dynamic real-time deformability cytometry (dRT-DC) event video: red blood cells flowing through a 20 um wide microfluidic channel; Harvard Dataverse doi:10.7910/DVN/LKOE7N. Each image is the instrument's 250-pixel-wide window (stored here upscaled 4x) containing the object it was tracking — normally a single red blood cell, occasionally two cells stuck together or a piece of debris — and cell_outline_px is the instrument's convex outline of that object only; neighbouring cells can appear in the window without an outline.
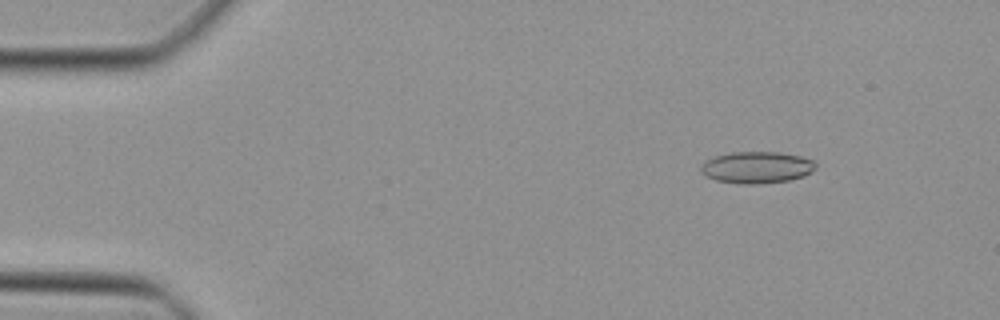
{"species": "Egyptian fruit bat (a non-hibernating species)", "species_latin": "Rousettus aegyptiacus", "temperature_condition": "cold", "stored_images_in_passage": 46, "camera_frame_rate_fps": 3000, "um_per_image_px": 0.085, "animal": {"sex": "female"}, "frame": {"image": 1, "passage_image": 5, "time_ms": 1.333, "image_size_px": [1000, 320], "cell_outline_px": [[816, 168], [812, 172], [804, 176], [788, 180], [756, 184], [744, 184], [716, 180], [700, 172], [700, 164], [704, 160], [716, 156], [732, 152], [780, 152], [800, 156], [812, 160], [816, 164]], "centroid_in_image_um": [64.31, 14.22], "position_along_channel_um": 20.7, "area_um2": 21.21}}
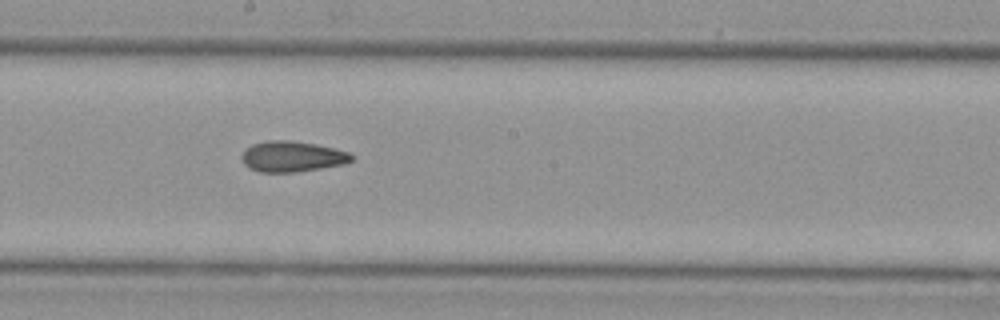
{"frame": {"image": 2, "passage_image": 25, "time_ms": 8.0, "image_size_px": [1000, 320], "cell_outline_px": [[352, 160], [344, 164], [296, 172], [260, 172], [248, 168], [244, 164], [240, 156], [252, 144], [268, 140], [288, 140], [316, 144], [348, 152], [352, 156]], "centroid_in_image_um": [24.79, 13.31], "position_along_channel_um": 223.4, "area_um2": 19.48}}
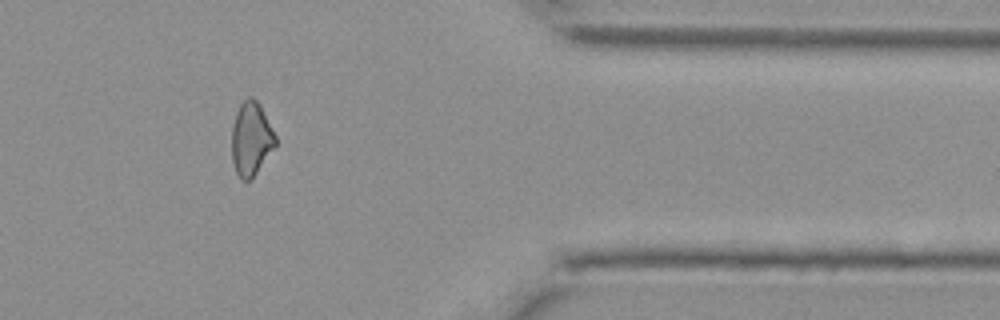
{"frame": {"image": 3, "passage_image": 38, "time_ms": 12.333, "image_size_px": [1000, 320], "cell_outline_px": [[276, 144], [252, 180], [240, 180], [232, 164], [232, 128], [236, 112], [240, 104], [248, 96], [252, 96], [260, 104], [276, 136]], "centroid_in_image_um": [21.33, 11.81], "position_along_channel_um": 390.1, "area_um2": 18.84}}